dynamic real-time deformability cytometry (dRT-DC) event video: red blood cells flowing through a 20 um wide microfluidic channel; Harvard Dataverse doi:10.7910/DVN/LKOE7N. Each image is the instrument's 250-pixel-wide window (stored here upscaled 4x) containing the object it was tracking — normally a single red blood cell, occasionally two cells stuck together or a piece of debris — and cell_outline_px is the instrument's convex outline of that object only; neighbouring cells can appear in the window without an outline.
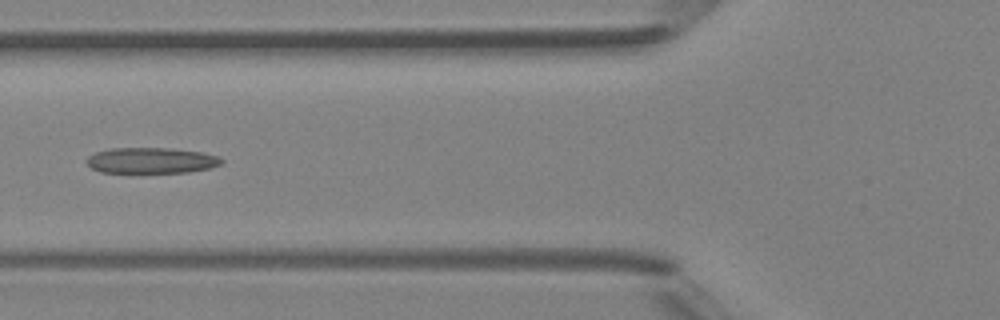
{"species": "Egyptian fruit bat (a non-hibernating species)", "species_latin": "Rousettus aegyptiacus", "temperature_condition": "room temperature", "stored_images_in_passage": 5, "camera_frame_rate_fps": 3000, "um_per_image_px": 0.085, "animal": {"sex": "female"}, "frame": {"image": 1, "passage_image": 5, "time_ms": 5.333, "image_size_px": [1000, 320], "cell_outline_px": [[224, 160], [220, 164], [212, 168], [188, 172], [100, 172], [92, 168], [84, 160], [88, 156], [96, 152], [112, 148], [168, 148], [200, 152], [216, 156]], "centroid_in_image_um": [12.84, 13.64], "position_along_channel_um": 113.0, "area_um2": 20.11}}